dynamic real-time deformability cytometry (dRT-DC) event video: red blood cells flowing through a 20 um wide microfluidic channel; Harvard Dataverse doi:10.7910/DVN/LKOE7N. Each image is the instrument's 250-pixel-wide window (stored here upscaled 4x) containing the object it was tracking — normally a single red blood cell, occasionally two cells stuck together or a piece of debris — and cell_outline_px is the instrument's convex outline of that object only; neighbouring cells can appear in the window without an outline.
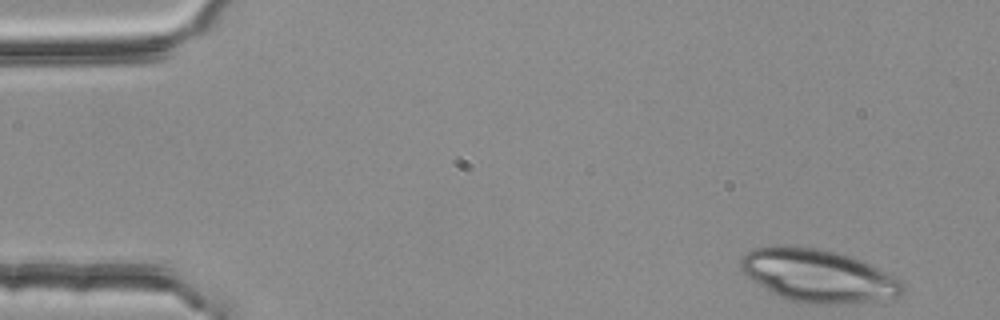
{"species": "common noctule bat (a hibernating species)", "species_latin": "Nyctalus noctula", "temperature_condition": "room temperature", "stored_images_in_passage": 48, "camera_frame_rate_fps": 3000, "um_per_image_px": 0.085, "animal": {"sex": "female", "body_mass_g": 25.1}, "frame": {"image": 1, "passage_image": 1, "time_ms": 0.0, "image_size_px": [1000, 320], "cell_outline_px": [[904, 292], [900, 296], [876, 300], [836, 304], [808, 304], [788, 300], [764, 288], [748, 276], [740, 268], [740, 260], [752, 248], [772, 244], [784, 244], [816, 248], [836, 252], [852, 256], [896, 276], [904, 284]], "centroid_in_image_um": [69.53, 23.41], "position_along_channel_um": 15.5, "area_um2": 50.05}}
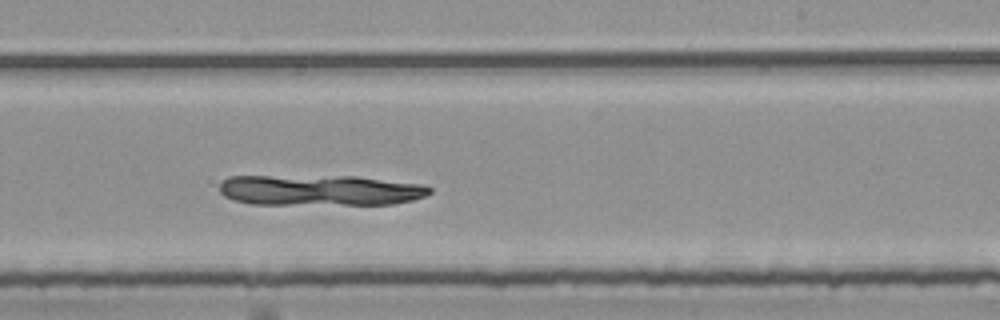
{"frame": {"image": 2, "passage_image": 30, "time_ms": 9.667, "image_size_px": [1000, 320], "cell_outline_px": [[432, 192], [424, 196], [412, 200], [396, 204], [252, 204], [232, 200], [224, 196], [220, 192], [220, 184], [228, 176], [356, 176], [420, 184], [432, 188]], "centroid_in_image_um": [27.18, 16.17], "position_along_channel_um": 261.8, "area_um2": 37.69}}
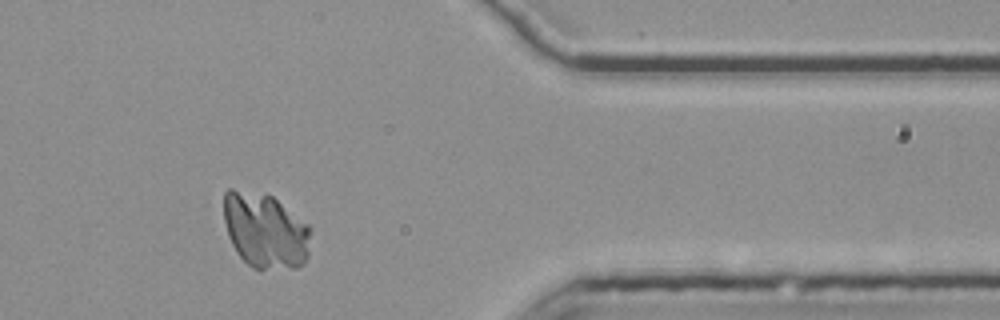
{"frame": {"image": 3, "passage_image": 42, "time_ms": 13.667, "image_size_px": [1000, 320], "cell_outline_px": [[312, 232], [308, 256], [304, 264], [300, 268], [260, 272], [252, 268], [236, 252], [228, 236], [224, 220], [224, 192], [228, 188], [232, 188], [268, 192], [308, 224], [312, 228]], "centroid_in_image_um": [22.57, 19.62], "position_along_channel_um": 388.8, "area_um2": 39.65}}